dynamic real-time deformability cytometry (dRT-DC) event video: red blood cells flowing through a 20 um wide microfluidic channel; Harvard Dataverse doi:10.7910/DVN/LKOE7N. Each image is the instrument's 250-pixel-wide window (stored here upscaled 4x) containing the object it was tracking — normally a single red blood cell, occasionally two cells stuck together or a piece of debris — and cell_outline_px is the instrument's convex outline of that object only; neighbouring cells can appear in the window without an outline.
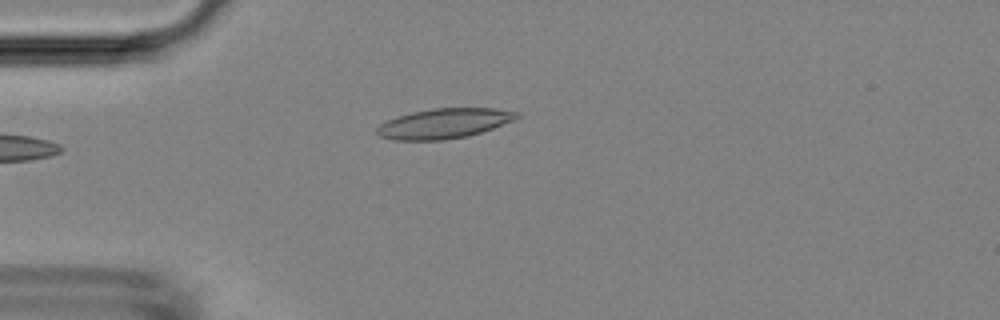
{"species": "Egyptian fruit bat (a non-hibernating species)", "species_latin": "Rousettus aegyptiacus", "temperature_condition": "room temperature", "stored_images_in_passage": 4, "camera_frame_rate_fps": 3000, "um_per_image_px": 0.085, "animal": {"sex": "female"}, "frame": {"image": 1, "passage_image": 4, "time_ms": 3.333, "image_size_px": [1000, 320], "cell_outline_px": [[520, 116], [512, 120], [492, 128], [468, 136], [444, 140], [392, 140], [380, 136], [376, 132], [376, 128], [380, 124], [396, 116], [412, 112], [432, 108], [496, 108], [520, 112]], "centroid_in_image_um": [37.72, 10.49], "position_along_channel_um": 47.3, "area_um2": 24.39}}